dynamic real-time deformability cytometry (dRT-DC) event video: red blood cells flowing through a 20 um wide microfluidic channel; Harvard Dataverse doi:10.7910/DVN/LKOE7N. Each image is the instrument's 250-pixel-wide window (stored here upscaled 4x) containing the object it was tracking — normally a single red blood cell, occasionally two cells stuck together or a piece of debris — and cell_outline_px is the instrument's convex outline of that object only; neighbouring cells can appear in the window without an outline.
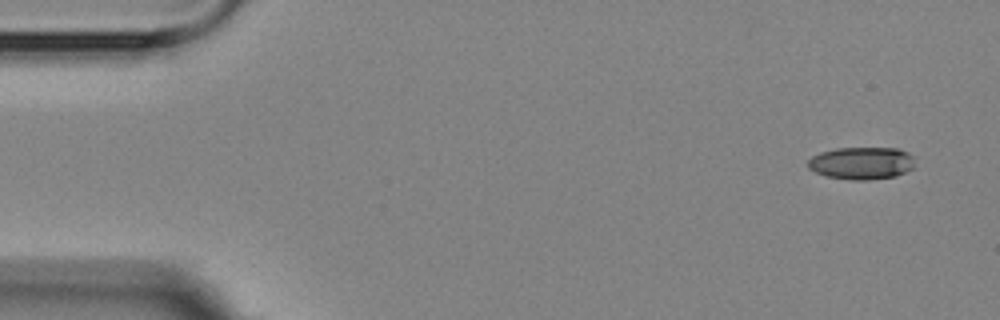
{"species": "Egyptian fruit bat (a non-hibernating species)", "species_latin": "Rousettus aegyptiacus", "temperature_condition": "room temperature", "stored_images_in_passage": 5, "camera_frame_rate_fps": 3000, "um_per_image_px": 0.085, "animal": {"sex": "female"}, "frame": {"image": 1, "passage_image": 1, "time_ms": 0.0, "image_size_px": [1000, 320], "cell_outline_px": [[916, 168], [896, 176], [868, 180], [852, 180], [824, 176], [808, 168], [808, 160], [812, 156], [820, 152], [836, 148], [900, 148], [916, 156]], "centroid_in_image_um": [73.31, 13.86], "position_along_channel_um": 11.7, "area_um2": 20.75}}
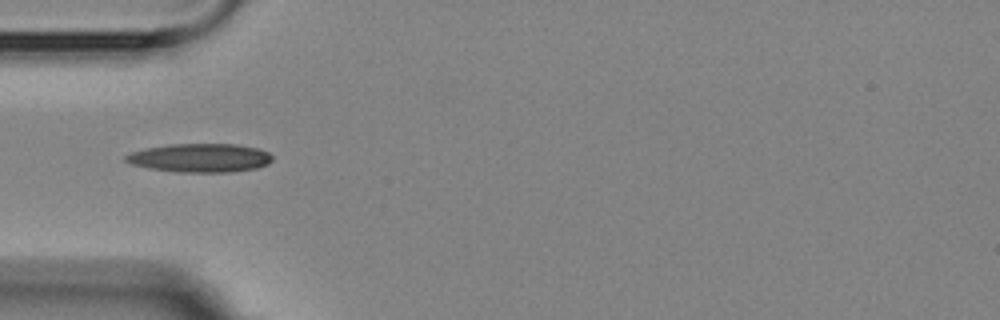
{"frame": {"image": 2, "passage_image": 5, "time_ms": 4.667, "image_size_px": [1000, 320], "cell_outline_px": [[272, 160], [268, 164], [256, 168], [232, 172], [176, 172], [148, 168], [132, 164], [124, 160], [124, 156], [132, 152], [148, 148], [168, 144], [236, 144], [256, 148], [268, 152], [272, 156]], "centroid_in_image_um": [17.01, 13.42], "position_along_channel_um": 68.0, "area_um2": 24.45}}